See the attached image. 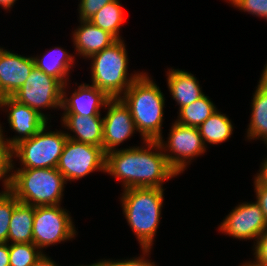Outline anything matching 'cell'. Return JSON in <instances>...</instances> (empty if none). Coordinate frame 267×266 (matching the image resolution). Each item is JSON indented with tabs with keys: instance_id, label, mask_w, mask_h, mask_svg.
<instances>
[{
	"instance_id": "cell-1",
	"label": "cell",
	"mask_w": 267,
	"mask_h": 266,
	"mask_svg": "<svg viewBox=\"0 0 267 266\" xmlns=\"http://www.w3.org/2000/svg\"><path fill=\"white\" fill-rule=\"evenodd\" d=\"M105 154V173L118 179L121 187L163 188V182L179 174L170 166L158 141H143Z\"/></svg>"
},
{
	"instance_id": "cell-2",
	"label": "cell",
	"mask_w": 267,
	"mask_h": 266,
	"mask_svg": "<svg viewBox=\"0 0 267 266\" xmlns=\"http://www.w3.org/2000/svg\"><path fill=\"white\" fill-rule=\"evenodd\" d=\"M164 96L152 76L143 72L120 97L143 141H158L163 136Z\"/></svg>"
},
{
	"instance_id": "cell-3",
	"label": "cell",
	"mask_w": 267,
	"mask_h": 266,
	"mask_svg": "<svg viewBox=\"0 0 267 266\" xmlns=\"http://www.w3.org/2000/svg\"><path fill=\"white\" fill-rule=\"evenodd\" d=\"M164 190L165 188H128L120 194L122 212L140 248H153L162 219Z\"/></svg>"
},
{
	"instance_id": "cell-4",
	"label": "cell",
	"mask_w": 267,
	"mask_h": 266,
	"mask_svg": "<svg viewBox=\"0 0 267 266\" xmlns=\"http://www.w3.org/2000/svg\"><path fill=\"white\" fill-rule=\"evenodd\" d=\"M124 39H117L109 47L92 55L91 83L110 98H120L143 73H128V52ZM130 75V76H129Z\"/></svg>"
},
{
	"instance_id": "cell-5",
	"label": "cell",
	"mask_w": 267,
	"mask_h": 266,
	"mask_svg": "<svg viewBox=\"0 0 267 266\" xmlns=\"http://www.w3.org/2000/svg\"><path fill=\"white\" fill-rule=\"evenodd\" d=\"M67 182L57 168L13 169L11 193L36 206L60 205Z\"/></svg>"
},
{
	"instance_id": "cell-6",
	"label": "cell",
	"mask_w": 267,
	"mask_h": 266,
	"mask_svg": "<svg viewBox=\"0 0 267 266\" xmlns=\"http://www.w3.org/2000/svg\"><path fill=\"white\" fill-rule=\"evenodd\" d=\"M47 122L35 135L13 147V159H19L20 168L13 161V169L57 168L68 139L66 131H51Z\"/></svg>"
},
{
	"instance_id": "cell-7",
	"label": "cell",
	"mask_w": 267,
	"mask_h": 266,
	"mask_svg": "<svg viewBox=\"0 0 267 266\" xmlns=\"http://www.w3.org/2000/svg\"><path fill=\"white\" fill-rule=\"evenodd\" d=\"M60 205L36 206L33 220V243L43 252L51 245L75 239L72 216Z\"/></svg>"
},
{
	"instance_id": "cell-8",
	"label": "cell",
	"mask_w": 267,
	"mask_h": 266,
	"mask_svg": "<svg viewBox=\"0 0 267 266\" xmlns=\"http://www.w3.org/2000/svg\"><path fill=\"white\" fill-rule=\"evenodd\" d=\"M167 140L162 136L158 142L170 166L180 175L195 158L206 153L202 137L197 127L172 122Z\"/></svg>"
},
{
	"instance_id": "cell-9",
	"label": "cell",
	"mask_w": 267,
	"mask_h": 266,
	"mask_svg": "<svg viewBox=\"0 0 267 266\" xmlns=\"http://www.w3.org/2000/svg\"><path fill=\"white\" fill-rule=\"evenodd\" d=\"M62 86L56 78L34 66L23 86L12 97L51 122V114L43 111L61 109Z\"/></svg>"
},
{
	"instance_id": "cell-10",
	"label": "cell",
	"mask_w": 267,
	"mask_h": 266,
	"mask_svg": "<svg viewBox=\"0 0 267 266\" xmlns=\"http://www.w3.org/2000/svg\"><path fill=\"white\" fill-rule=\"evenodd\" d=\"M57 170L67 183L82 179L93 172L105 173V153L101 147L68 138Z\"/></svg>"
},
{
	"instance_id": "cell-11",
	"label": "cell",
	"mask_w": 267,
	"mask_h": 266,
	"mask_svg": "<svg viewBox=\"0 0 267 266\" xmlns=\"http://www.w3.org/2000/svg\"><path fill=\"white\" fill-rule=\"evenodd\" d=\"M266 228L267 220L260 205L251 201L235 206L219 224L218 231L233 239L253 240L255 243Z\"/></svg>"
},
{
	"instance_id": "cell-12",
	"label": "cell",
	"mask_w": 267,
	"mask_h": 266,
	"mask_svg": "<svg viewBox=\"0 0 267 266\" xmlns=\"http://www.w3.org/2000/svg\"><path fill=\"white\" fill-rule=\"evenodd\" d=\"M0 110L7 112V123H9L11 130L17 134L7 138V135L4 136L5 127L0 124V135L12 148L20 141L35 135L48 122L37 111L18 102L12 96L0 98Z\"/></svg>"
},
{
	"instance_id": "cell-13",
	"label": "cell",
	"mask_w": 267,
	"mask_h": 266,
	"mask_svg": "<svg viewBox=\"0 0 267 266\" xmlns=\"http://www.w3.org/2000/svg\"><path fill=\"white\" fill-rule=\"evenodd\" d=\"M105 110L107 112L103 117L102 149L107 154L110 151L118 150L121 143L129 140L138 131L129 107L121 98H111Z\"/></svg>"
},
{
	"instance_id": "cell-14",
	"label": "cell",
	"mask_w": 267,
	"mask_h": 266,
	"mask_svg": "<svg viewBox=\"0 0 267 266\" xmlns=\"http://www.w3.org/2000/svg\"><path fill=\"white\" fill-rule=\"evenodd\" d=\"M69 84L62 86V115L102 116L100 109H105L111 99L104 91L92 84L81 83L70 93ZM67 92L71 94L69 97Z\"/></svg>"
},
{
	"instance_id": "cell-15",
	"label": "cell",
	"mask_w": 267,
	"mask_h": 266,
	"mask_svg": "<svg viewBox=\"0 0 267 266\" xmlns=\"http://www.w3.org/2000/svg\"><path fill=\"white\" fill-rule=\"evenodd\" d=\"M35 66L33 56H24L0 47V98L13 96Z\"/></svg>"
},
{
	"instance_id": "cell-16",
	"label": "cell",
	"mask_w": 267,
	"mask_h": 266,
	"mask_svg": "<svg viewBox=\"0 0 267 266\" xmlns=\"http://www.w3.org/2000/svg\"><path fill=\"white\" fill-rule=\"evenodd\" d=\"M77 29L72 31V41L77 55L89 59L92 55L109 47L117 39L106 30L94 25L89 20H79Z\"/></svg>"
},
{
	"instance_id": "cell-17",
	"label": "cell",
	"mask_w": 267,
	"mask_h": 266,
	"mask_svg": "<svg viewBox=\"0 0 267 266\" xmlns=\"http://www.w3.org/2000/svg\"><path fill=\"white\" fill-rule=\"evenodd\" d=\"M60 120L63 129H67L66 135L69 139L89 143L102 148L103 117L62 115Z\"/></svg>"
},
{
	"instance_id": "cell-18",
	"label": "cell",
	"mask_w": 267,
	"mask_h": 266,
	"mask_svg": "<svg viewBox=\"0 0 267 266\" xmlns=\"http://www.w3.org/2000/svg\"><path fill=\"white\" fill-rule=\"evenodd\" d=\"M251 118L246 139L265 141L267 139V61L253 93Z\"/></svg>"
},
{
	"instance_id": "cell-19",
	"label": "cell",
	"mask_w": 267,
	"mask_h": 266,
	"mask_svg": "<svg viewBox=\"0 0 267 266\" xmlns=\"http://www.w3.org/2000/svg\"><path fill=\"white\" fill-rule=\"evenodd\" d=\"M167 69L168 90L176 105L179 106L178 110L205 95L199 80L191 72L173 67Z\"/></svg>"
},
{
	"instance_id": "cell-20",
	"label": "cell",
	"mask_w": 267,
	"mask_h": 266,
	"mask_svg": "<svg viewBox=\"0 0 267 266\" xmlns=\"http://www.w3.org/2000/svg\"><path fill=\"white\" fill-rule=\"evenodd\" d=\"M35 66L49 76L56 78L62 85L69 83L72 67L75 65L76 57L69 54L61 46L50 48L42 56L33 55ZM75 58V59H74Z\"/></svg>"
},
{
	"instance_id": "cell-21",
	"label": "cell",
	"mask_w": 267,
	"mask_h": 266,
	"mask_svg": "<svg viewBox=\"0 0 267 266\" xmlns=\"http://www.w3.org/2000/svg\"><path fill=\"white\" fill-rule=\"evenodd\" d=\"M35 207L23 202H18L13 210L8 243H33V220Z\"/></svg>"
},
{
	"instance_id": "cell-22",
	"label": "cell",
	"mask_w": 267,
	"mask_h": 266,
	"mask_svg": "<svg viewBox=\"0 0 267 266\" xmlns=\"http://www.w3.org/2000/svg\"><path fill=\"white\" fill-rule=\"evenodd\" d=\"M233 123L229 116L217 110L199 127V133L206 148L226 142L233 134ZM208 144V145H207Z\"/></svg>"
},
{
	"instance_id": "cell-23",
	"label": "cell",
	"mask_w": 267,
	"mask_h": 266,
	"mask_svg": "<svg viewBox=\"0 0 267 266\" xmlns=\"http://www.w3.org/2000/svg\"><path fill=\"white\" fill-rule=\"evenodd\" d=\"M217 110L218 108L209 99V96L204 95L193 103L180 108L175 121L182 125L198 128Z\"/></svg>"
},
{
	"instance_id": "cell-24",
	"label": "cell",
	"mask_w": 267,
	"mask_h": 266,
	"mask_svg": "<svg viewBox=\"0 0 267 266\" xmlns=\"http://www.w3.org/2000/svg\"><path fill=\"white\" fill-rule=\"evenodd\" d=\"M121 4L120 0H114L106 4L89 21L102 30L108 31L116 39H123L119 33L126 18Z\"/></svg>"
},
{
	"instance_id": "cell-25",
	"label": "cell",
	"mask_w": 267,
	"mask_h": 266,
	"mask_svg": "<svg viewBox=\"0 0 267 266\" xmlns=\"http://www.w3.org/2000/svg\"><path fill=\"white\" fill-rule=\"evenodd\" d=\"M42 255L34 243L9 244L10 266H32Z\"/></svg>"
},
{
	"instance_id": "cell-26",
	"label": "cell",
	"mask_w": 267,
	"mask_h": 266,
	"mask_svg": "<svg viewBox=\"0 0 267 266\" xmlns=\"http://www.w3.org/2000/svg\"><path fill=\"white\" fill-rule=\"evenodd\" d=\"M13 161V148L0 135V181L3 185L0 194L11 191Z\"/></svg>"
},
{
	"instance_id": "cell-27",
	"label": "cell",
	"mask_w": 267,
	"mask_h": 266,
	"mask_svg": "<svg viewBox=\"0 0 267 266\" xmlns=\"http://www.w3.org/2000/svg\"><path fill=\"white\" fill-rule=\"evenodd\" d=\"M18 202L11 192L0 194V243H8L11 216Z\"/></svg>"
},
{
	"instance_id": "cell-28",
	"label": "cell",
	"mask_w": 267,
	"mask_h": 266,
	"mask_svg": "<svg viewBox=\"0 0 267 266\" xmlns=\"http://www.w3.org/2000/svg\"><path fill=\"white\" fill-rule=\"evenodd\" d=\"M233 7L242 12L266 19L267 21V0H225Z\"/></svg>"
},
{
	"instance_id": "cell-29",
	"label": "cell",
	"mask_w": 267,
	"mask_h": 266,
	"mask_svg": "<svg viewBox=\"0 0 267 266\" xmlns=\"http://www.w3.org/2000/svg\"><path fill=\"white\" fill-rule=\"evenodd\" d=\"M142 254L138 257L126 258L123 260L117 259H101L102 266H158L149 258L151 255V248H141ZM147 257V258H146Z\"/></svg>"
},
{
	"instance_id": "cell-30",
	"label": "cell",
	"mask_w": 267,
	"mask_h": 266,
	"mask_svg": "<svg viewBox=\"0 0 267 266\" xmlns=\"http://www.w3.org/2000/svg\"><path fill=\"white\" fill-rule=\"evenodd\" d=\"M253 261L243 262L246 266H267V228L257 238L252 247Z\"/></svg>"
},
{
	"instance_id": "cell-31",
	"label": "cell",
	"mask_w": 267,
	"mask_h": 266,
	"mask_svg": "<svg viewBox=\"0 0 267 266\" xmlns=\"http://www.w3.org/2000/svg\"><path fill=\"white\" fill-rule=\"evenodd\" d=\"M114 0H80L78 4L79 20H90L106 4Z\"/></svg>"
},
{
	"instance_id": "cell-32",
	"label": "cell",
	"mask_w": 267,
	"mask_h": 266,
	"mask_svg": "<svg viewBox=\"0 0 267 266\" xmlns=\"http://www.w3.org/2000/svg\"><path fill=\"white\" fill-rule=\"evenodd\" d=\"M253 181L256 202L260 205L267 220V187L260 185L255 179Z\"/></svg>"
},
{
	"instance_id": "cell-33",
	"label": "cell",
	"mask_w": 267,
	"mask_h": 266,
	"mask_svg": "<svg viewBox=\"0 0 267 266\" xmlns=\"http://www.w3.org/2000/svg\"><path fill=\"white\" fill-rule=\"evenodd\" d=\"M259 171L254 175V179L262 186L267 187V157L260 164Z\"/></svg>"
},
{
	"instance_id": "cell-34",
	"label": "cell",
	"mask_w": 267,
	"mask_h": 266,
	"mask_svg": "<svg viewBox=\"0 0 267 266\" xmlns=\"http://www.w3.org/2000/svg\"><path fill=\"white\" fill-rule=\"evenodd\" d=\"M0 266H10L9 243H0Z\"/></svg>"
},
{
	"instance_id": "cell-35",
	"label": "cell",
	"mask_w": 267,
	"mask_h": 266,
	"mask_svg": "<svg viewBox=\"0 0 267 266\" xmlns=\"http://www.w3.org/2000/svg\"><path fill=\"white\" fill-rule=\"evenodd\" d=\"M32 266H59L49 255H43ZM61 266V265H60Z\"/></svg>"
},
{
	"instance_id": "cell-36",
	"label": "cell",
	"mask_w": 267,
	"mask_h": 266,
	"mask_svg": "<svg viewBox=\"0 0 267 266\" xmlns=\"http://www.w3.org/2000/svg\"><path fill=\"white\" fill-rule=\"evenodd\" d=\"M17 0H0V7L2 9L11 10Z\"/></svg>"
},
{
	"instance_id": "cell-37",
	"label": "cell",
	"mask_w": 267,
	"mask_h": 266,
	"mask_svg": "<svg viewBox=\"0 0 267 266\" xmlns=\"http://www.w3.org/2000/svg\"><path fill=\"white\" fill-rule=\"evenodd\" d=\"M77 266H102V262H101V259L97 262H94V263H92V264H86V265H84V264H81V265H77Z\"/></svg>"
},
{
	"instance_id": "cell-38",
	"label": "cell",
	"mask_w": 267,
	"mask_h": 266,
	"mask_svg": "<svg viewBox=\"0 0 267 266\" xmlns=\"http://www.w3.org/2000/svg\"><path fill=\"white\" fill-rule=\"evenodd\" d=\"M263 142H264V144H265V146L267 148V139L265 141H263Z\"/></svg>"
}]
</instances>
